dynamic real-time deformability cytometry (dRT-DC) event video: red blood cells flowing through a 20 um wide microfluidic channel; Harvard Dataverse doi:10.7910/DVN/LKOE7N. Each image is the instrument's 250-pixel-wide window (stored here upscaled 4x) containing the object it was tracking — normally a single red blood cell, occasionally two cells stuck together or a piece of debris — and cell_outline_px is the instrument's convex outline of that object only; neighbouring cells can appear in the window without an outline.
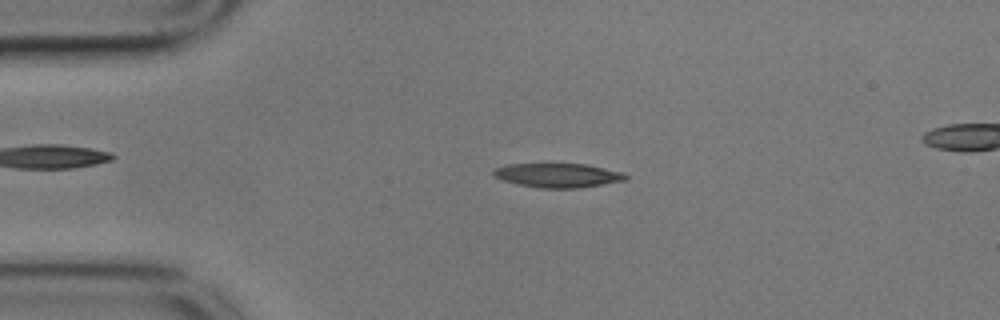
{"species": "common noctule bat (a hibernating species)", "species_latin": "Nyctalus noctula", "temperature_condition": "cold", "stored_images_in_passage": 51, "camera_frame_rate_fps": 3000, "um_per_image_px": 0.085, "animal": {"sex": "male", "body_mass_g": 17.9}, "frame": {"image": 1, "passage_image": 7, "time_ms": 2.0, "image_size_px": [1000, 320], "cell_outline_px": [[628, 180], [576, 188], [540, 188], [516, 184], [504, 180], [496, 176], [492, 172], [496, 168], [508, 164], [584, 164], [624, 172], [628, 176]], "centroid_in_image_um": [47.45, 14.9], "position_along_channel_um": 37.5, "area_um2": 18.44}}
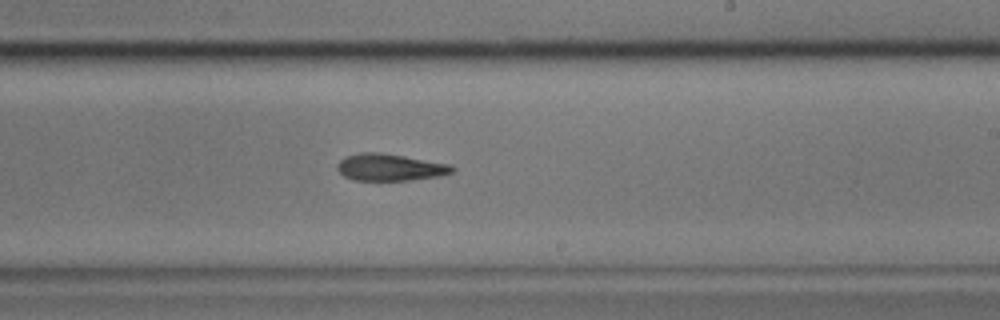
{"frame": {"image": 2, "passage_image": 28, "time_ms": 9.0, "image_size_px": [1000, 320], "cell_outline_px": [[456, 168], [452, 172], [440, 176], [412, 180], [352, 180], [344, 176], [336, 168], [336, 164], [344, 156], [360, 152], [380, 152], [452, 164]], "centroid_in_image_um": [33.14, 14.21], "position_along_channel_um": 255.9, "area_um2": 18.26}}
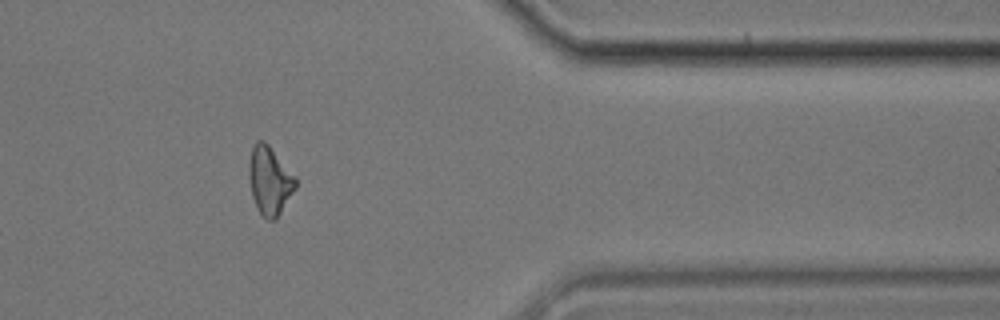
{"frame": {"image": 3, "passage_image": 41, "time_ms": 13.333, "image_size_px": [1000, 320], "cell_outline_px": [[296, 188], [276, 220], [268, 220], [256, 208], [252, 196], [248, 176], [248, 164], [252, 148], [256, 140], [264, 140], [268, 144], [296, 176]], "centroid_in_image_um": [22.91, 15.34], "position_along_channel_um": 388.5, "area_um2": 18.73}}